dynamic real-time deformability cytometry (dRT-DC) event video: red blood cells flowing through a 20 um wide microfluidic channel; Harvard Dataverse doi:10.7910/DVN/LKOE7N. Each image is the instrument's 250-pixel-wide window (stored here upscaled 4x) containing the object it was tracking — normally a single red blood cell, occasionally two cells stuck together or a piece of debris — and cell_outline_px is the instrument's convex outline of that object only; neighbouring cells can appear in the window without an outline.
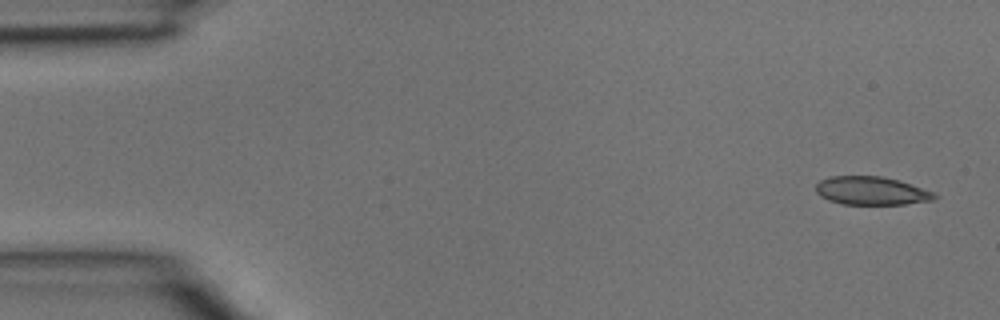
{"species": "common noctule bat (a hibernating species)", "species_latin": "Nyctalus noctula", "temperature_condition": "room temperature", "stored_images_in_passage": 4, "camera_frame_rate_fps": 3000, "um_per_image_px": 0.085, "animal": {"sex": "male", "body_mass_g": 15.6}, "frame": {"image": 1, "passage_image": 1, "time_ms": 0.0, "image_size_px": [1000, 320], "cell_outline_px": [[940, 196], [936, 200], [904, 204], [840, 204], [828, 200], [820, 196], [816, 192], [816, 184], [820, 180], [832, 176], [880, 176], [900, 180], [936, 192]], "centroid_in_image_um": [74.13, 16.22], "position_along_channel_um": 10.9, "area_um2": 19.88}}
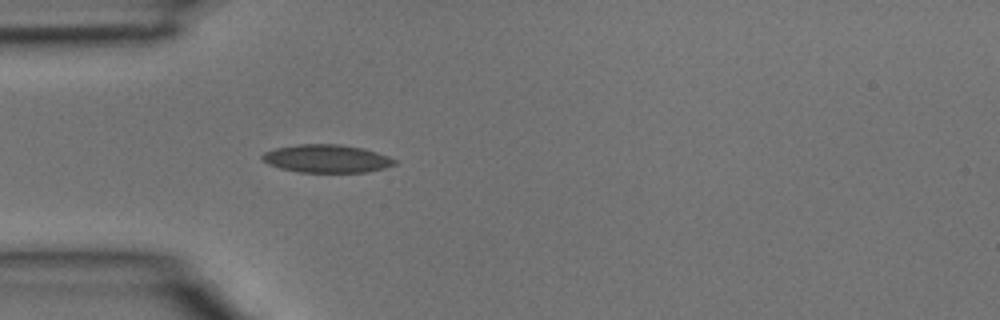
{"frame": {"image": 2, "passage_image": 4, "time_ms": 1.0, "image_size_px": [1000, 320], "cell_outline_px": [[396, 164], [384, 168], [364, 172], [300, 172], [280, 168], [268, 164], [260, 156], [264, 152], [276, 148], [300, 144], [336, 144], [364, 148], [388, 156], [396, 160]], "centroid_in_image_um": [27.77, 13.48], "position_along_channel_um": 57.2, "area_um2": 21.44}}